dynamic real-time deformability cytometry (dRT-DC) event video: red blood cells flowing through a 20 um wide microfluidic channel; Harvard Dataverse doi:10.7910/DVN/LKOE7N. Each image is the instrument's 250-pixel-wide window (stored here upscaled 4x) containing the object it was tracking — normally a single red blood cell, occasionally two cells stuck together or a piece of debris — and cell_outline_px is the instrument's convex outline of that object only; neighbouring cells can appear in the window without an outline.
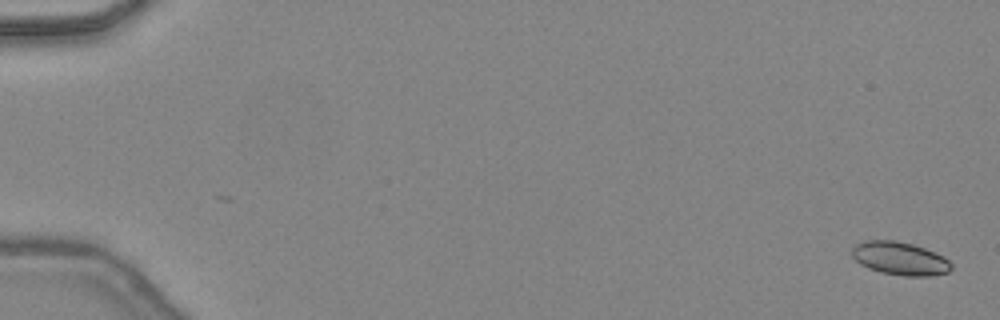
{"species": "common noctule bat (a hibernating species)", "species_latin": "Nyctalus noctula", "temperature_condition": "warm", "stored_images_in_passage": 16, "camera_frame_rate_fps": 3000, "um_per_image_px": 0.085, "animal": {"sex": "female", "body_mass_g": 24.6, "forearm_length_mm": 56.2}, "frame": {"image": 1, "passage_image": 1, "time_ms": 0.0, "image_size_px": [1000, 320], "cell_outline_px": [[952, 268], [948, 272], [932, 276], [904, 276], [880, 272], [868, 268], [860, 264], [852, 256], [852, 248], [856, 244], [868, 240], [896, 240], [912, 244], [924, 248], [944, 256], [952, 264]], "centroid_in_image_um": [76.5, 21.97], "position_along_channel_um": 8.5, "area_um2": 19.25}}